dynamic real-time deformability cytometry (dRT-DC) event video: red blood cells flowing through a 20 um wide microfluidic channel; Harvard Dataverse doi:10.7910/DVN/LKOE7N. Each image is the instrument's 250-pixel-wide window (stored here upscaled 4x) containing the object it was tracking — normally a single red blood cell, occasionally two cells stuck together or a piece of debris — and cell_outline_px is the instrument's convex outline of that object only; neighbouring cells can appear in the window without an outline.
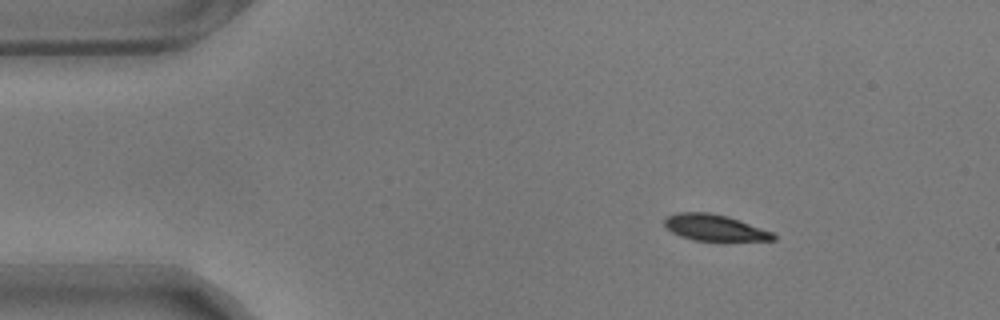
{"species": "common noctule bat (a hibernating species)", "species_latin": "Nyctalus noctula", "temperature_condition": "warm", "stored_images_in_passage": 50, "camera_frame_rate_fps": 3000, "um_per_image_px": 0.085, "animal": {"sex": "male", "body_mass_g": 17.9}, "frame": {"image": 1, "passage_image": 1, "time_ms": 0.0, "image_size_px": [1000, 320], "cell_outline_px": [[776, 240], [696, 240], [680, 236], [672, 232], [664, 224], [664, 220], [668, 216], [676, 212], [708, 212], [728, 216], [772, 232], [776, 236]], "centroid_in_image_um": [60.72, 19.33], "position_along_channel_um": 24.3, "area_um2": 16.36}}
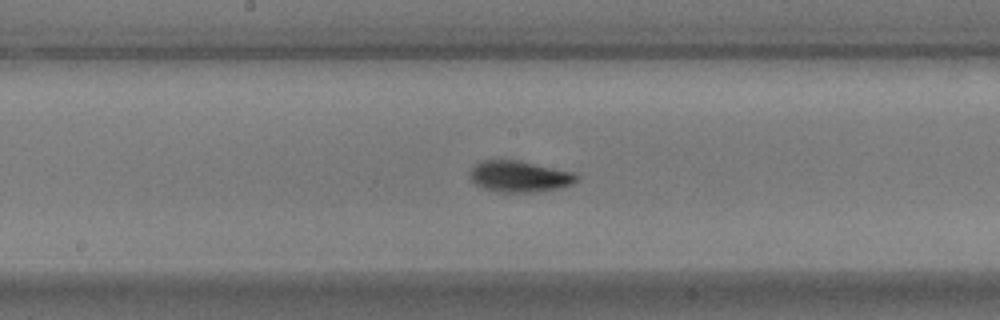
{"frame": {"image": 2, "passage_image": 22, "time_ms": 7.0, "image_size_px": [1000, 320], "cell_outline_px": [[580, 176], [572, 184], [560, 188], [536, 192], [500, 192], [484, 188], [476, 184], [472, 180], [472, 168], [480, 160], [520, 160], [576, 172]], "centroid_in_image_um": [44.23, 14.99], "position_along_channel_um": 204.0, "area_um2": 19.48}}
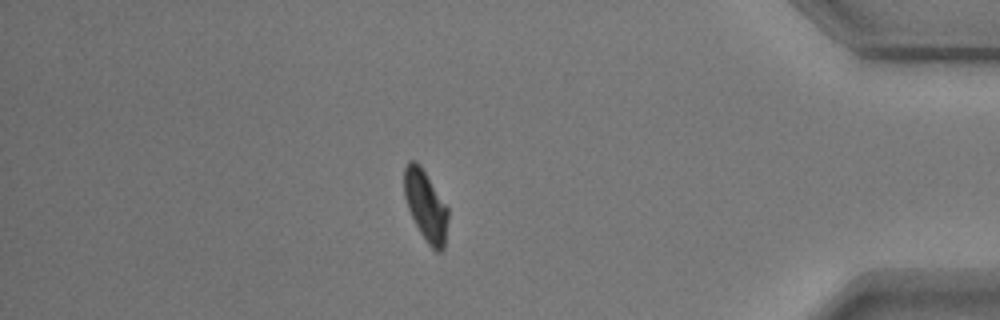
{"frame": {"image": 3, "passage_image": 42, "time_ms": 13.667, "image_size_px": [1000, 320], "cell_outline_px": [[448, 216], [444, 248], [440, 252], [436, 252], [424, 240], [408, 208], [404, 196], [404, 168], [408, 160], [416, 160], [420, 164], [448, 208]], "centroid_in_image_um": [36.17, 17.47], "position_along_channel_um": 399.0, "area_um2": 17.98}}